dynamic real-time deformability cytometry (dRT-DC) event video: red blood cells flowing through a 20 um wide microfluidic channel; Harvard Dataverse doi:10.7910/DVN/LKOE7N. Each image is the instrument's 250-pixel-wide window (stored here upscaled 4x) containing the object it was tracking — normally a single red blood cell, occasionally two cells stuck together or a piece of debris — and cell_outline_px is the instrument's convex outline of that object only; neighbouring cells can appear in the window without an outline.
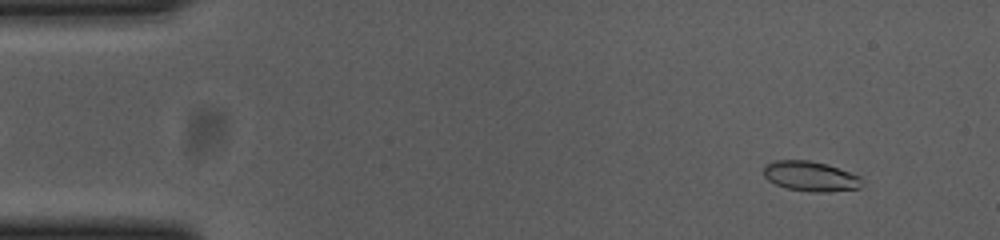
{"species": "common noctule bat (a hibernating species)", "species_latin": "Nyctalus noctula", "temperature_condition": "cold", "stored_images_in_passage": 54, "camera_frame_rate_fps": 3000, "um_per_image_px": 0.085, "animal": {"sex": "female", "body_mass_g": 23.0, "forearm_length_mm": 53.4}, "frame": {"image": 1, "passage_image": 4, "time_ms": 1.0, "image_size_px": [1000, 240], "cell_outline_px": [[864, 184], [860, 188], [828, 192], [808, 192], [788, 188], [776, 184], [768, 180], [764, 176], [764, 164], [772, 160], [808, 160], [828, 164], [860, 176], [864, 180]], "centroid_in_image_um": [68.91, 14.98], "position_along_channel_um": 16.1, "area_um2": 17.46}}
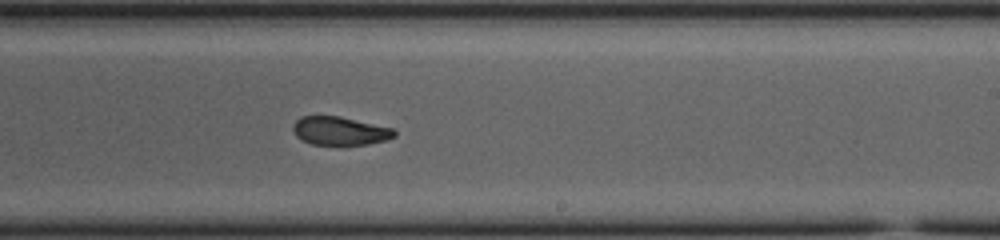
{"frame": {"image": 2, "passage_image": 32, "time_ms": 10.333, "image_size_px": [1000, 240], "cell_outline_px": [[396, 136], [388, 140], [368, 144], [312, 144], [300, 140], [296, 136], [292, 128], [292, 124], [300, 116], [340, 116], [396, 128]], "centroid_in_image_um": [28.92, 11.11], "position_along_channel_um": 260.1, "area_um2": 17.05}}
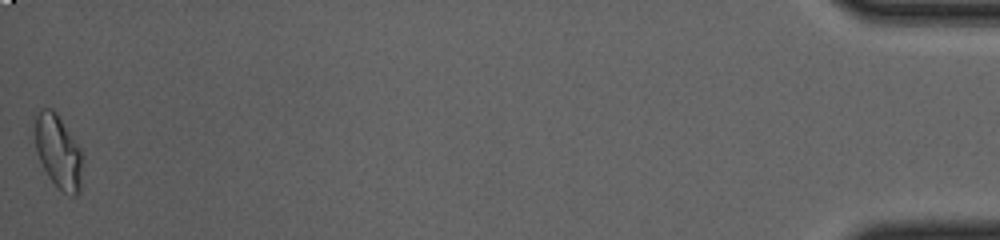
{"frame": {"image": 3, "passage_image": 54, "time_ms": 17.667, "image_size_px": [1000, 240], "cell_outline_px": [[80, 192], [76, 196], [72, 196], [60, 192], [48, 176], [36, 152], [36, 116], [40, 108], [52, 108], [56, 112], [80, 148]], "centroid_in_image_um": [4.94, 12.92], "position_along_channel_um": 430.3, "area_um2": 19.94}, "authors_computed_cell_mechanics": {"area_um2": 17.5423, "velocity_mm_per_s": 3.6859, "shape_relaxation_time_tau1_ms": null, "shape_relaxation_time_tau2_ms": 1.9278, "deformation_change_tau1": null, "deformation_change_tau2": 0.0674}}